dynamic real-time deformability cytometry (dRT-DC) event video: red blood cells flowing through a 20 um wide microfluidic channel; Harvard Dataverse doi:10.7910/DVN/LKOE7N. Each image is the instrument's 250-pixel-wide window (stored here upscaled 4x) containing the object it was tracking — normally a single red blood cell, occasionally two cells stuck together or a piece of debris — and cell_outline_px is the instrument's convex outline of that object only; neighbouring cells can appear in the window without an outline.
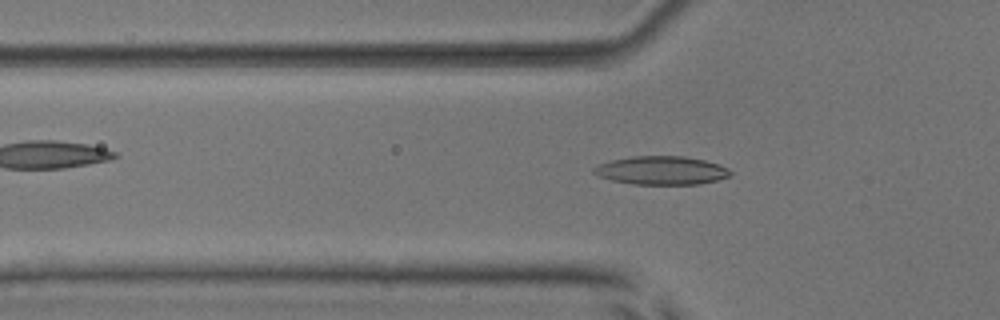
{"species": "common noctule bat (a hibernating species)", "species_latin": "Nyctalus noctula", "temperature_condition": "room temperature", "stored_images_in_passage": 53, "camera_frame_rate_fps": 3000, "um_per_image_px": 0.085, "animal": {"sex": "male", "body_mass_g": 17.9, "forearm_length_mm": 54.2}, "frame": {"image": 1, "passage_image": 17, "time_ms": 5.333, "image_size_px": [1000, 320], "cell_outline_px": [[732, 172], [728, 176], [716, 180], [700, 184], [632, 184], [612, 180], [596, 176], [592, 172], [592, 168], [600, 164], [612, 160], [632, 156], [684, 156], [704, 160], [720, 164], [728, 168]], "centroid_in_image_um": [56.2, 14.48], "position_along_channel_um": 69.6, "area_um2": 22.66}}
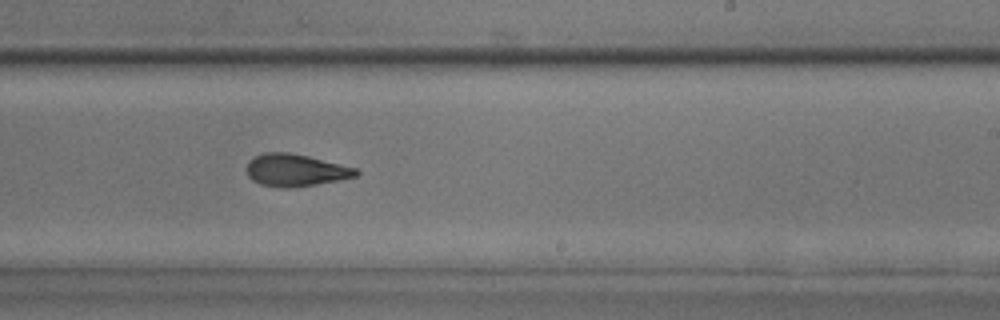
{"frame": {"image": 2, "passage_image": 32, "time_ms": 10.333, "image_size_px": [1000, 320], "cell_outline_px": [[360, 172], [356, 176], [340, 180], [316, 184], [288, 188], [284, 188], [260, 184], [252, 180], [248, 176], [248, 160], [264, 152], [288, 152], [308, 156], [356, 168]], "centroid_in_image_um": [25.12, 14.46], "position_along_channel_um": 263.9, "area_um2": 20.4}}
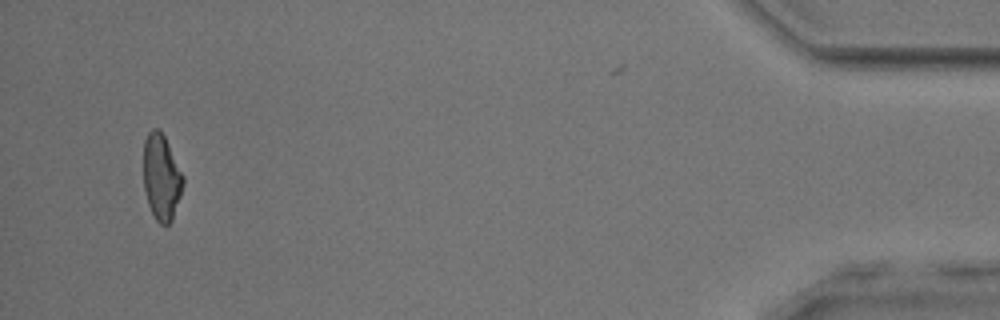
{"frame": {"image": 3, "passage_image": 50, "time_ms": 16.333, "image_size_px": [1000, 320], "cell_outline_px": [[184, 184], [172, 220], [168, 224], [160, 224], [156, 220], [148, 204], [144, 188], [144, 140], [148, 132], [152, 128], [160, 128], [184, 176]], "centroid_in_image_um": [13.72, 15.04], "position_along_channel_um": 421.5, "area_um2": 19.77}, "authors_computed_cell_mechanics": {"area_um2": 20.5768, "velocity_mm_per_s": 3.9054, "shape_relaxation_time_tau1_ms": 9.6681, "shape_relaxation_time_tau2_ms": 2.0214, "deformation_change_tau1": 0.2374, "deformation_change_tau2": 0.094}}